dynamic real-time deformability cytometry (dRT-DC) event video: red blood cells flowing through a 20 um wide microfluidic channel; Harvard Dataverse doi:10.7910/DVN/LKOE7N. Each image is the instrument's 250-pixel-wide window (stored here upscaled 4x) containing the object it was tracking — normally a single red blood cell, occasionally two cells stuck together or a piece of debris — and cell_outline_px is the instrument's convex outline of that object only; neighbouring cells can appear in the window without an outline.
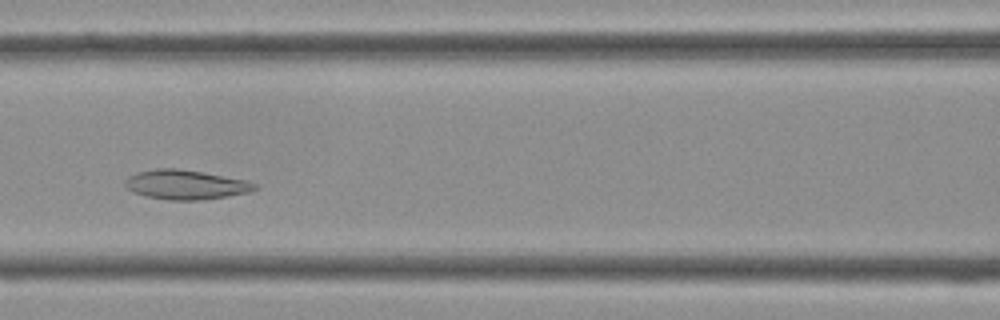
{"species": "Egyptian fruit bat (a non-hibernating species)", "species_latin": "Rousettus aegyptiacus", "temperature_condition": "cold", "stored_images_in_passage": 37, "camera_frame_rate_fps": 3000, "um_per_image_px": 0.085, "frame": {"image": 1, "passage_image": 14, "time_ms": 4.333, "image_size_px": [1000, 320], "cell_outline_px": [[256, 188], [248, 192], [228, 196], [204, 200], [172, 200], [148, 196], [132, 192], [124, 184], [124, 180], [128, 176], [136, 172], [156, 168], [176, 168], [200, 172], [244, 180], [256, 184]], "centroid_in_image_um": [15.72, 15.69], "position_along_channel_um": 150.9, "area_um2": 21.96}}
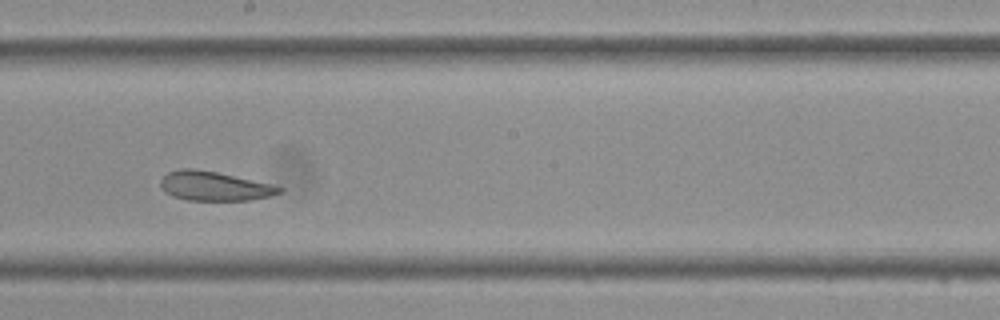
{"frame": {"image": 2, "passage_image": 19, "time_ms": 6.0, "image_size_px": [1000, 320], "cell_outline_px": [[284, 188], [280, 192], [268, 196], [252, 200], [188, 200], [172, 196], [164, 192], [160, 188], [160, 180], [168, 172], [180, 168], [192, 168], [216, 172], [272, 184]], "centroid_in_image_um": [18.17, 15.82], "position_along_channel_um": 230.0, "area_um2": 20.17}}
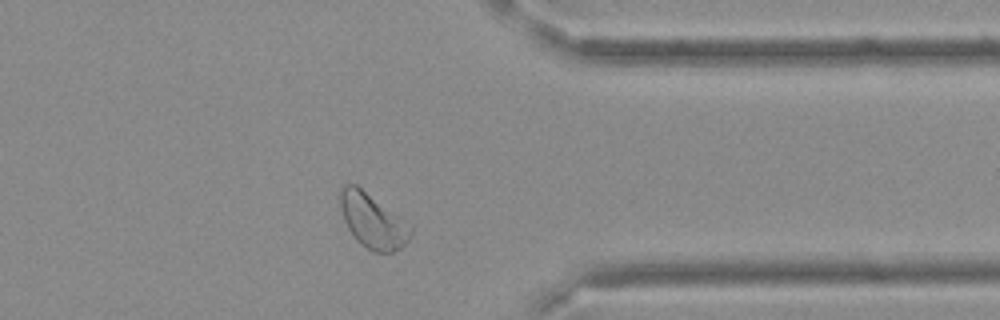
{"frame": {"image": 3, "passage_image": 29, "time_ms": 9.333, "image_size_px": [1000, 320], "cell_outline_px": [[412, 236], [400, 248], [392, 252], [372, 252], [360, 244], [356, 240], [348, 228], [344, 220], [340, 204], [340, 188], [344, 184], [356, 184], [412, 224]], "centroid_in_image_um": [31.7, 18.77], "position_along_channel_um": 379.7, "area_um2": 22.6}}